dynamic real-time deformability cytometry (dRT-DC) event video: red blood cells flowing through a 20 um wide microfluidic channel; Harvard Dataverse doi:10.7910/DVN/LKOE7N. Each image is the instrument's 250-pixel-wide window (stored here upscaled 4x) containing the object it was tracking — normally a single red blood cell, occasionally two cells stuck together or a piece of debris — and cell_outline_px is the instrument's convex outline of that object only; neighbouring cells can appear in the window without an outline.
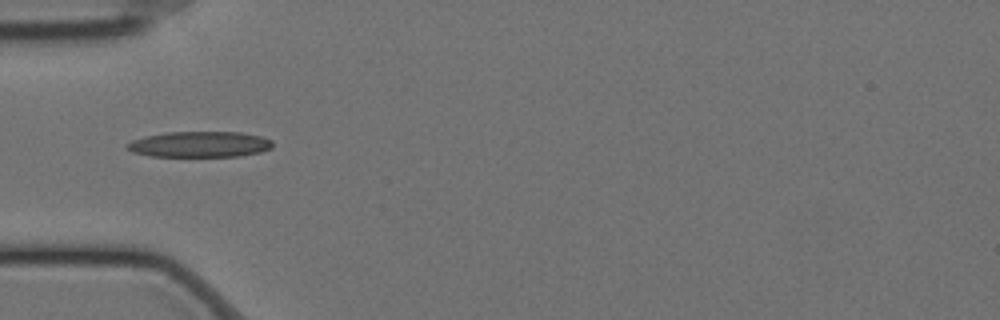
{"species": "Egyptian fruit bat (a non-hibernating species)", "species_latin": "Rousettus aegyptiacus", "temperature_condition": "cold", "stored_images_in_passage": 41, "camera_frame_rate_fps": 3000, "um_per_image_px": 0.085, "animal": {"sex": "female"}, "frame": {"image": 1, "passage_image": 1, "time_ms": 0.0, "image_size_px": [1000, 320], "cell_outline_px": [[272, 148], [260, 152], [240, 156], [148, 156], [132, 152], [124, 148], [124, 144], [132, 140], [144, 136], [164, 132], [240, 132], [260, 136], [272, 140]], "centroid_in_image_um": [16.91, 12.26], "position_along_channel_um": 68.1, "area_um2": 22.08}}
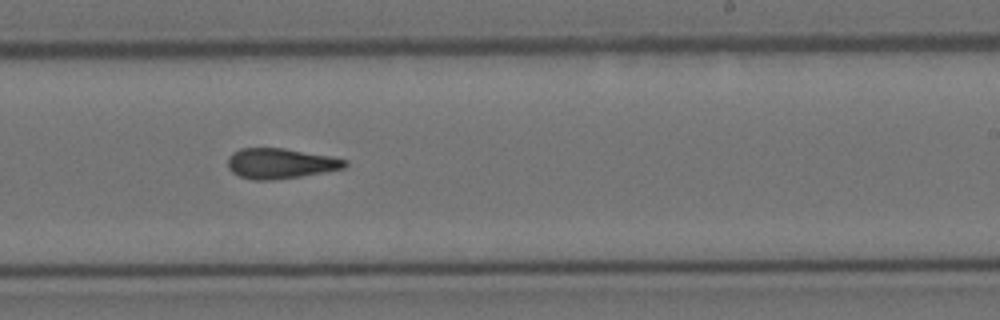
{"frame": {"image": 2, "passage_image": 18, "time_ms": 5.667, "image_size_px": [1000, 320], "cell_outline_px": [[348, 164], [344, 168], [324, 172], [300, 176], [272, 180], [256, 180], [240, 176], [232, 172], [228, 168], [228, 156], [232, 152], [240, 148], [284, 148], [332, 156], [348, 160]], "centroid_in_image_um": [23.84, 13.88], "position_along_channel_um": 265.2, "area_um2": 20.75}}
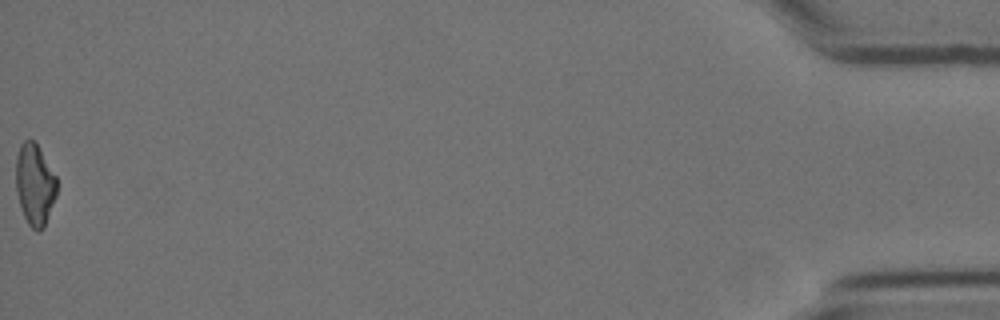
{"frame": {"image": 3, "passage_image": 41, "time_ms": 13.333, "image_size_px": [1000, 320], "cell_outline_px": [[56, 196], [44, 228], [36, 232], [28, 224], [24, 216], [16, 192], [16, 156], [20, 144], [24, 140], [32, 140], [36, 144], [56, 176]], "centroid_in_image_um": [2.94, 15.71], "position_along_channel_um": 432.3, "area_um2": 19.25}, "authors_computed_cell_mechanics": {"area_um2": 20.7502, "velocity_mm_per_s": 3.4734, "shape_relaxation_time_tau1_ms": 8.8641, "shape_relaxation_time_tau2_ms": 4.7248, "deformation_change_tau1": 0.2267, "deformation_change_tau2": 0.1344}}